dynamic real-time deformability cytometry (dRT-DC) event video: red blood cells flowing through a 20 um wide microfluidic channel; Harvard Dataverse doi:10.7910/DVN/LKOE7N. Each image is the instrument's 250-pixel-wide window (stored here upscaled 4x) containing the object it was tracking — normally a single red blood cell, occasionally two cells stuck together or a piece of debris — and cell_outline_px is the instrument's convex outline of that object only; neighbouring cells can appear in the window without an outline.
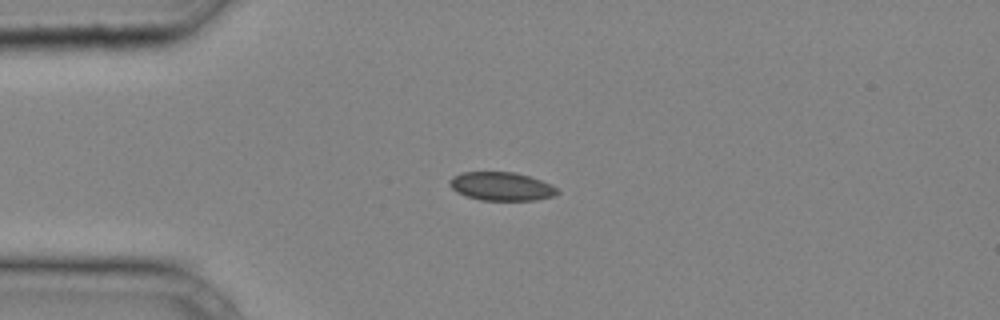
{"species": "common noctule bat (a hibernating species)", "species_latin": "Nyctalus noctula", "temperature_condition": "cold", "stored_images_in_passage": 6, "camera_frame_rate_fps": 3000, "um_per_image_px": 0.085, "animal": {"sex": "male", "body_mass_g": 20.4}, "frame": {"image": 1, "passage_image": 1, "time_ms": 0.0, "image_size_px": [1000, 320], "cell_outline_px": [[560, 192], [556, 196], [536, 200], [480, 200], [456, 192], [448, 184], [448, 180], [452, 176], [464, 172], [516, 172], [552, 184]], "centroid_in_image_um": [42.63, 15.84], "position_along_channel_um": 42.4, "area_um2": 17.98}}
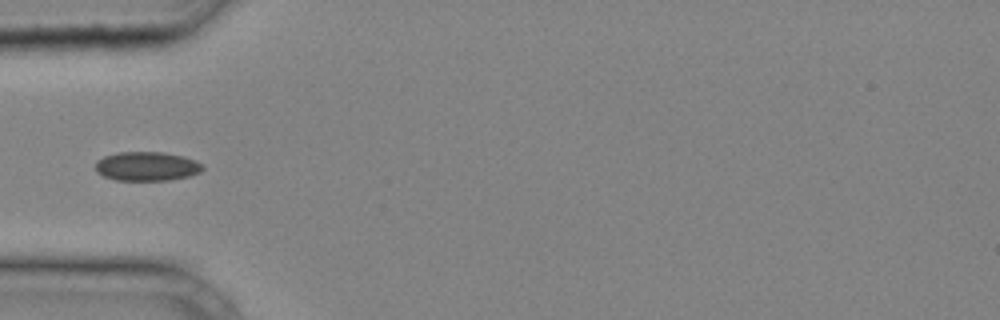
{"frame": {"image": 2, "passage_image": 4, "time_ms": 1.0, "image_size_px": [1000, 320], "cell_outline_px": [[204, 168], [200, 172], [188, 176], [168, 180], [116, 180], [104, 176], [96, 172], [96, 160], [104, 156], [116, 152], [164, 152], [184, 156], [196, 160]], "centroid_in_image_um": [12.46, 14.12], "position_along_channel_um": 72.5, "area_um2": 18.21}}